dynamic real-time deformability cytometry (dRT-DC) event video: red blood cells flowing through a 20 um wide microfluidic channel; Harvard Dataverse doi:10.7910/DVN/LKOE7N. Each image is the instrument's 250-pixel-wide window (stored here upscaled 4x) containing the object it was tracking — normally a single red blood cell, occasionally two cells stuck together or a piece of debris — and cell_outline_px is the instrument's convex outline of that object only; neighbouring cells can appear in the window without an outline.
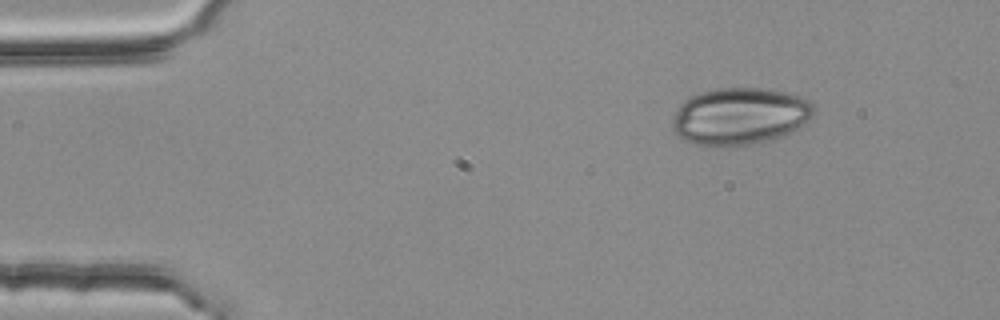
{"species": "common noctule bat (a hibernating species)", "species_latin": "Nyctalus noctula", "temperature_condition": "room temperature", "stored_images_in_passage": 48, "camera_frame_rate_fps": 3000, "um_per_image_px": 0.085, "animal": {"sex": "female", "body_mass_g": 25.1}, "frame": {"image": 1, "passage_image": 1, "time_ms": 0.0, "image_size_px": [1000, 320], "cell_outline_px": [[816, 112], [812, 116], [796, 128], [780, 136], [748, 144], [716, 148], [696, 144], [684, 140], [672, 128], [672, 116], [680, 104], [692, 96], [700, 92], [716, 88], [760, 88], [784, 92], [800, 96], [812, 100], [816, 104]], "centroid_in_image_um": [62.87, 9.87], "position_along_channel_um": 22.1, "area_um2": 47.05}}
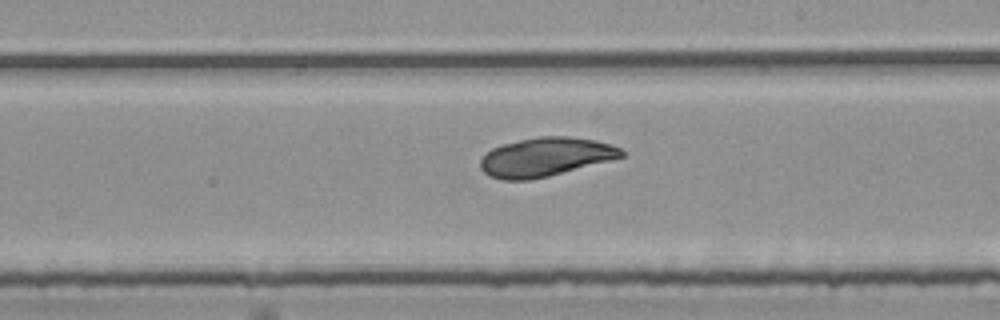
{"frame": {"image": 2, "passage_image": 25, "time_ms": 8.0, "image_size_px": [1000, 320], "cell_outline_px": [[624, 156], [548, 176], [532, 180], [500, 180], [488, 176], [480, 168], [480, 160], [492, 148], [504, 144], [520, 140], [540, 136], [568, 136], [596, 140], [612, 144], [620, 148], [624, 152]], "centroid_in_image_um": [46.34, 13.34], "position_along_channel_um": 242.7, "area_um2": 31.73}}
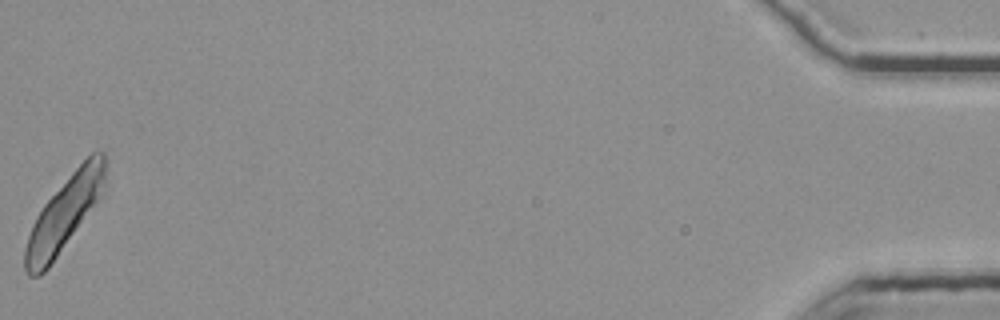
{"frame": {"image": 3, "passage_image": 48, "time_ms": 15.667, "image_size_px": [1000, 320], "cell_outline_px": [[108, 160], [104, 192], [48, 268], [40, 276], [28, 276], [24, 272], [24, 248], [32, 224], [36, 216], [44, 204], [72, 172], [92, 152], [100, 148], [104, 152]], "centroid_in_image_um": [5.5, 18.11], "position_along_channel_um": 429.7, "area_um2": 34.62}}